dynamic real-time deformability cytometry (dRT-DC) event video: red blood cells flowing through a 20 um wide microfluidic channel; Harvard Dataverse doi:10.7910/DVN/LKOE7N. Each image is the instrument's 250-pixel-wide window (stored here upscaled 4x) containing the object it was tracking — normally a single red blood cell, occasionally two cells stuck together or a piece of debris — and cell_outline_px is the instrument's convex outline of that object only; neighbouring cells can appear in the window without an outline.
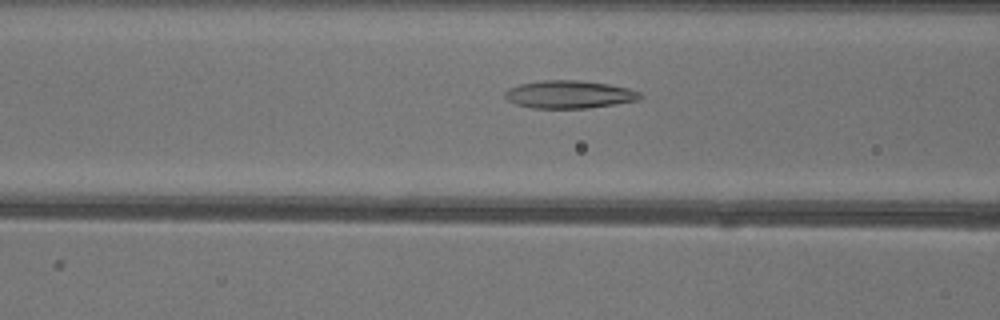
{"species": "common noctule bat (a hibernating species)", "species_latin": "Nyctalus noctula", "temperature_condition": "warm", "stored_images_in_passage": 43, "camera_frame_rate_fps": 3000, "um_per_image_px": 0.085, "animal": {"sex": "female"}, "frame": {"image": 1, "passage_image": 19, "time_ms": 6.0, "image_size_px": [1000, 320], "cell_outline_px": [[644, 96], [640, 100], [616, 104], [588, 108], [532, 108], [516, 104], [508, 100], [504, 96], [504, 92], [508, 88], [520, 84], [544, 80], [580, 80], [608, 84], [628, 88], [640, 92]], "centroid_in_image_um": [48.41, 8.03], "position_along_channel_um": 118.2, "area_um2": 22.02}}
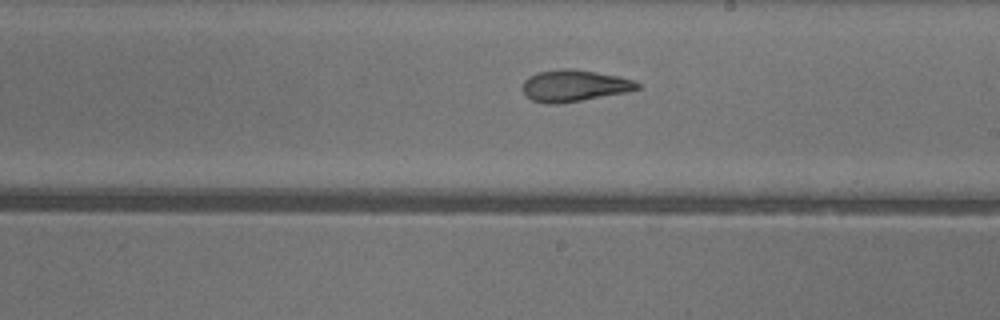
{"frame": {"image": 2, "passage_image": 28, "time_ms": 9.0, "image_size_px": [1000, 320], "cell_outline_px": [[640, 88], [628, 92], [556, 104], [544, 104], [532, 100], [524, 92], [524, 80], [528, 76], [536, 72], [560, 68], [572, 68], [620, 76], [632, 80], [640, 84]], "centroid_in_image_um": [48.81, 7.27], "position_along_channel_um": 240.2, "area_um2": 21.15}}
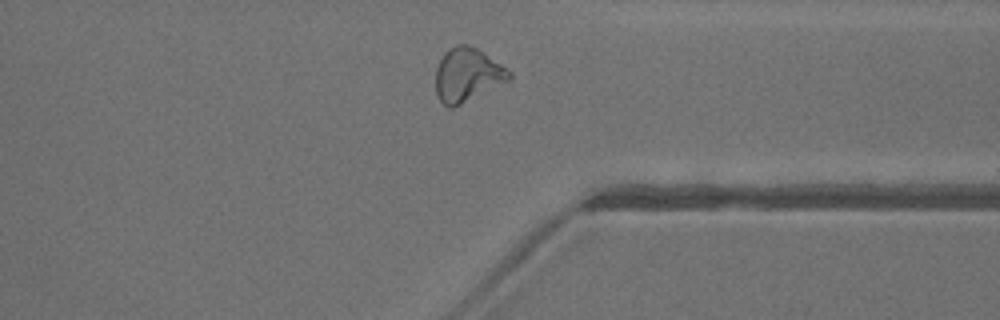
{"frame": {"image": 3, "passage_image": 38, "time_ms": 12.333, "image_size_px": [1000, 320], "cell_outline_px": [[512, 76], [508, 80], [452, 108], [448, 108], [436, 96], [436, 68], [444, 52], [448, 48], [456, 44], [468, 44], [484, 52], [512, 72]], "centroid_in_image_um": [39.69, 6.33], "position_along_channel_um": 371.7, "area_um2": 22.77}, "authors_computed_cell_mechanics": {"area_um2": 22.542, "velocity_mm_per_s": 4.0655, "shape_relaxation_time_tau1_ms": null, "shape_relaxation_time_tau2_ms": 1.4351, "deformation_change_tau1": null, "deformation_change_tau2": 0.0985}}